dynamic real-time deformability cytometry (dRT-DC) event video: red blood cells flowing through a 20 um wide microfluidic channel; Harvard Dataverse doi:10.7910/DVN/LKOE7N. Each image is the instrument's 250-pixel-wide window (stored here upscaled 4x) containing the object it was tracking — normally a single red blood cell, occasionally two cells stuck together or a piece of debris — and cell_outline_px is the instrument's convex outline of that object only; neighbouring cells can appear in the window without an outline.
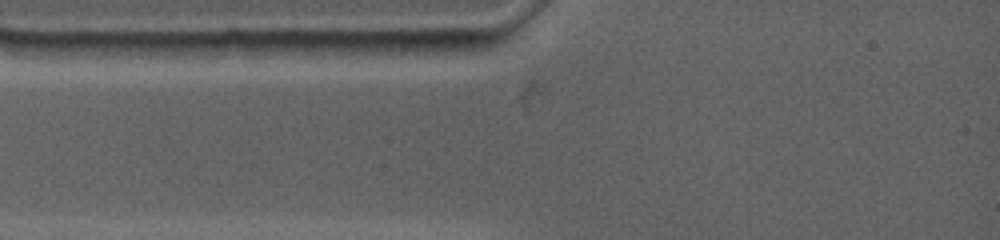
{"species": "common noctule bat (a hibernating species)", "species_latin": "Nyctalus noctula", "temperature_condition": "warm", "stored_images_in_passage": 2, "camera_frame_rate_fps": 4500, "um_per_image_px": 0.085, "animal": {"sex": "female", "body_mass_g": 19.0, "forearm_length_mm": 53.3}, "frame": {"image": 1, "passage_image": 1, "time_ms": 0.0, "image_size_px": [1000, 240], "cell_outline_px": [[472, 40], [464, 48], [444, 60], [384, 52], [368, 44], [364, 40]], "centroid_in_image_um": [35.78, 4.04], "position_along_channel_um": 49.2, "area_um2": 10.17}}